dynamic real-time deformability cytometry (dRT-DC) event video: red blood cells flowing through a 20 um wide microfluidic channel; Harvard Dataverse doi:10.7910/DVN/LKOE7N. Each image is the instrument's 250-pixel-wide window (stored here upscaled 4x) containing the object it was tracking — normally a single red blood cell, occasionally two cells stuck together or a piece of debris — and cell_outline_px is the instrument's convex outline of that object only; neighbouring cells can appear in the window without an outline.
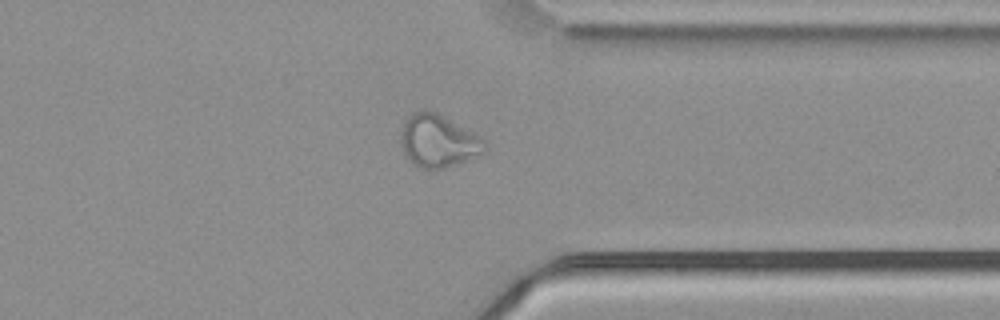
{"species": "common noctule bat (a hibernating species)", "species_latin": "Nyctalus noctula", "temperature_condition": "cold", "stored_images_in_passage": 37, "camera_frame_rate_fps": 3000, "um_per_image_px": 0.085, "animal": {"sex": "male", "body_mass_g": 21.5, "forearm_length_mm": 52.0}, "frame": {"image": 1, "passage_image": 25, "time_ms": 8.0, "image_size_px": [1000, 320], "cell_outline_px": [[488, 148], [484, 152], [456, 164], [444, 168], [420, 168], [412, 164], [408, 160], [400, 144], [400, 128], [408, 116], [412, 112], [436, 112], [484, 140]], "centroid_in_image_um": [37.19, 12.0], "position_along_channel_um": 374.2, "area_um2": 25.26}}
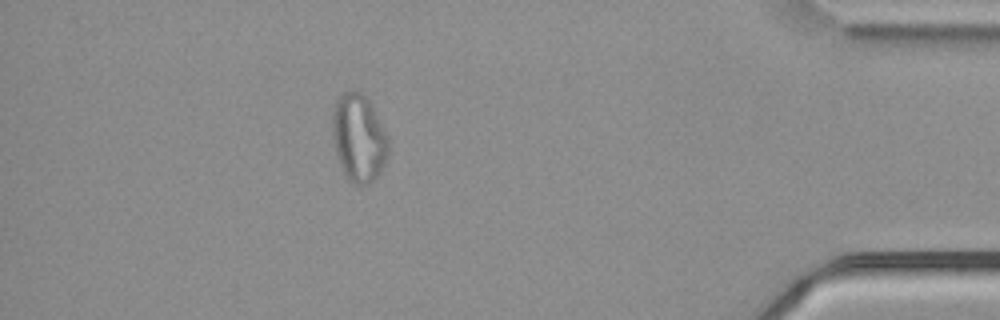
{"frame": {"image": 2, "passage_image": 31, "time_ms": 10.0, "image_size_px": [1000, 320], "cell_outline_px": [[388, 156], [380, 172], [368, 184], [360, 188], [348, 180], [336, 156], [332, 140], [332, 108], [336, 100], [344, 92], [360, 92], [372, 104], [388, 136]], "centroid_in_image_um": [30.48, 11.75], "position_along_channel_um": 404.7, "area_um2": 28.9}}